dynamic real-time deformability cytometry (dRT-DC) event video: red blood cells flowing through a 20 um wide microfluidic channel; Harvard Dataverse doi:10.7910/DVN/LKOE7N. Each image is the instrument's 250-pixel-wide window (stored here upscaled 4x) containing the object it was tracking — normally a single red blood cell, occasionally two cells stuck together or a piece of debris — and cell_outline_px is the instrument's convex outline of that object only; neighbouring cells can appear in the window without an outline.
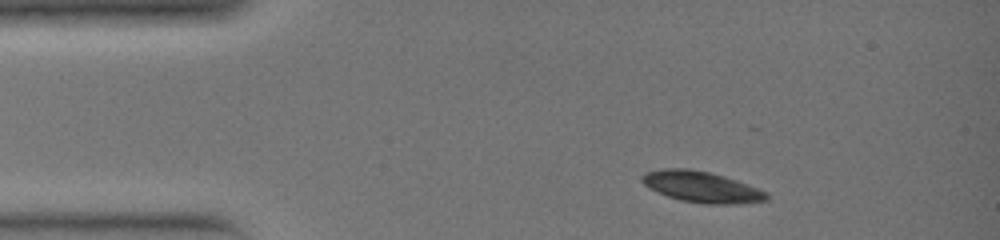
{"species": "common noctule bat (a hibernating species)", "species_latin": "Nyctalus noctula", "temperature_condition": "warm", "stored_images_in_passage": 28, "camera_frame_rate_fps": 3000, "um_per_image_px": 0.085, "animal": {"sex": "female", "body_mass_g": 19.0, "forearm_length_mm": 51.5}, "frame": {"image": 1, "passage_image": 1, "time_ms": 0.0, "image_size_px": [1000, 240], "cell_outline_px": [[768, 200], [728, 204], [704, 204], [680, 200], [668, 196], [644, 184], [640, 180], [648, 172], [664, 168], [688, 168], [708, 172], [724, 176], [768, 192]], "centroid_in_image_um": [59.65, 15.89], "position_along_channel_um": 25.3, "area_um2": 22.02}}
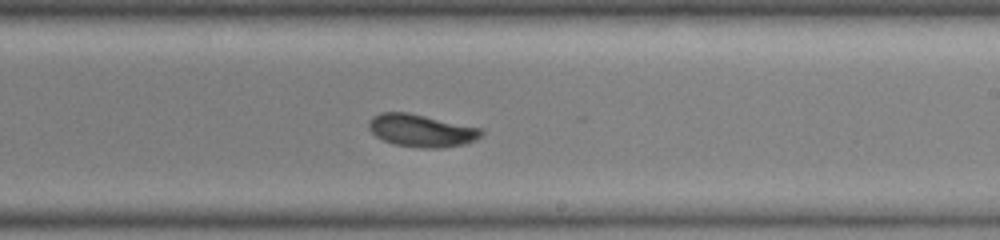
{"frame": {"image": 2, "passage_image": 17, "time_ms": 5.333, "image_size_px": [1000, 240], "cell_outline_px": [[484, 132], [476, 140], [464, 144], [444, 148], [424, 148], [396, 144], [384, 140], [376, 136], [368, 128], [368, 120], [372, 116], [380, 112], [408, 112], [480, 128]], "centroid_in_image_um": [35.79, 11.09], "position_along_channel_um": 253.2, "area_um2": 21.27}}
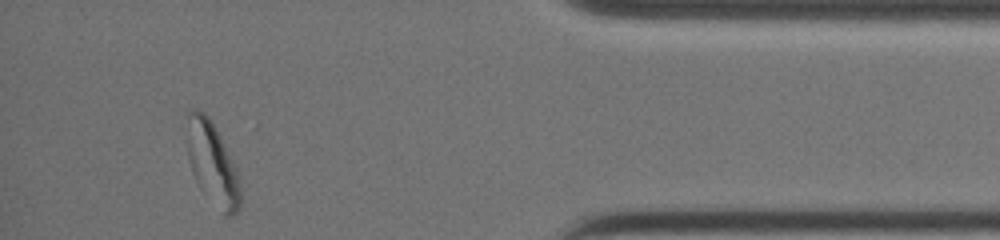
{"frame": {"image": 3, "passage_image": 28, "time_ms": 9.0, "image_size_px": [1000, 240], "cell_outline_px": [[240, 208], [232, 216], [224, 216], [200, 188], [192, 172], [188, 160], [188, 112], [192, 108], [196, 108], [204, 112], [208, 116], [240, 176]], "centroid_in_image_um": [18.06, 13.95], "position_along_channel_um": 417.1, "area_um2": 25.26}}